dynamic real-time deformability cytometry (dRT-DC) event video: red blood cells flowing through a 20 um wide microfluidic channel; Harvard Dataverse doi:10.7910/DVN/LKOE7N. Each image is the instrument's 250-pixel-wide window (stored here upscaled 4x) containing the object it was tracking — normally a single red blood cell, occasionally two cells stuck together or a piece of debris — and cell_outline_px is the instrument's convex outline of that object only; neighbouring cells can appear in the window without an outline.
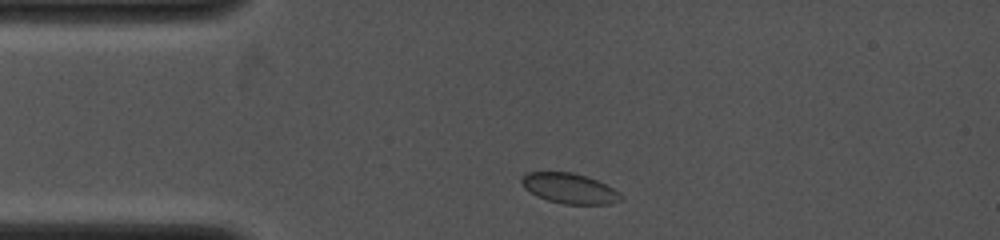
{"species": "common noctule bat (a hibernating species)", "species_latin": "Nyctalus noctula", "temperature_condition": "cold", "stored_images_in_passage": 16, "camera_frame_rate_fps": 4000, "um_per_image_px": 0.085, "animal": {"sex": "female", "body_mass_g": 19.0, "forearm_length_mm": 53.3}, "frame": {"image": 1, "passage_image": 1, "time_ms": 0.0, "image_size_px": [1000, 240], "cell_outline_px": [[624, 200], [612, 204], [564, 204], [548, 200], [536, 196], [524, 188], [520, 180], [528, 172], [572, 172], [596, 180], [620, 192], [624, 196]], "centroid_in_image_um": [48.44, 16.03], "position_along_channel_um": 36.6, "area_um2": 17.51}}
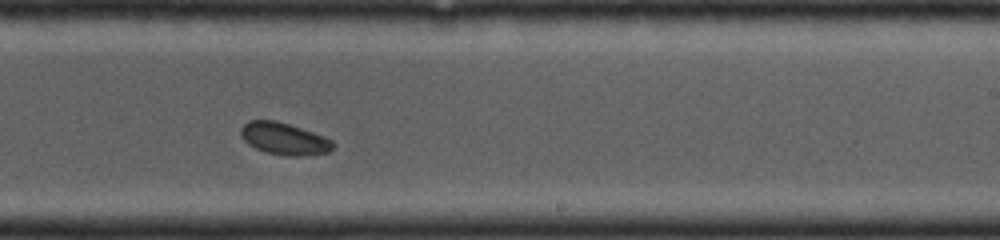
{"frame": {"image": 2, "passage_image": 10, "time_ms": 5.75, "image_size_px": [1000, 240], "cell_outline_px": [[332, 148], [328, 152], [300, 156], [288, 156], [264, 152], [248, 144], [244, 140], [240, 132], [240, 128], [248, 120], [276, 120], [324, 136], [332, 140]], "centroid_in_image_um": [24.11, 11.79], "position_along_channel_um": 264.9, "area_um2": 17.05}}
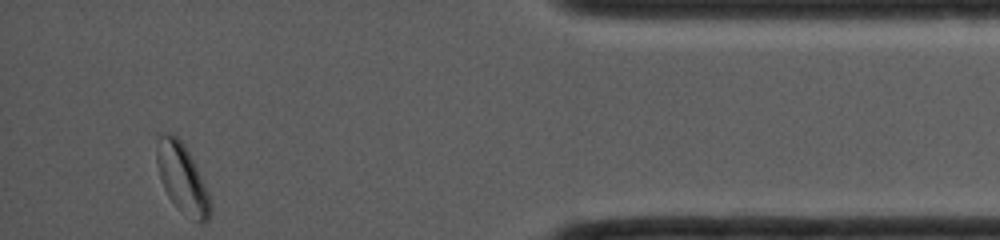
{"frame": {"image": 3, "passage_image": 16, "time_ms": 10.0, "image_size_px": [1000, 240], "cell_outline_px": [[212, 212], [208, 220], [204, 224], [200, 224], [176, 204], [168, 196], [164, 188], [160, 176], [156, 160], [156, 144], [160, 136], [176, 136], [184, 144], [208, 192], [212, 204]], "centroid_in_image_um": [15.51, 15.2], "position_along_channel_um": 419.7, "area_um2": 20.75}}